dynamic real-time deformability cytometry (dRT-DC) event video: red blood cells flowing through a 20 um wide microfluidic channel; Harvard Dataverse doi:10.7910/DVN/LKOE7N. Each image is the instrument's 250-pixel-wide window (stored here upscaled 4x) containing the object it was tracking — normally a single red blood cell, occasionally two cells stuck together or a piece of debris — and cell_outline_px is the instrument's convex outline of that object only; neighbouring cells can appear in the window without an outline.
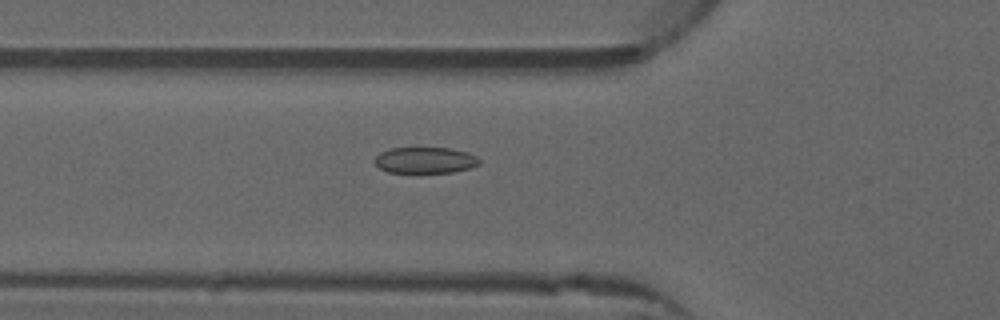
{"species": "common noctule bat (a hibernating species)", "species_latin": "Nyctalus noctula", "temperature_condition": "warm", "stored_images_in_passage": 41, "camera_frame_rate_fps": 3000, "um_per_image_px": 0.085, "animal": {"sex": "male", "forearm_length_mm": 52.5}, "frame": {"image": 1, "passage_image": 9, "time_ms": 2.667, "image_size_px": [1000, 320], "cell_outline_px": [[480, 164], [468, 168], [452, 172], [388, 172], [380, 168], [376, 164], [376, 156], [380, 152], [388, 148], [448, 148], [468, 152], [476, 156], [480, 160]], "centroid_in_image_um": [36.14, 13.61], "position_along_channel_um": 89.7, "area_um2": 15.78}}
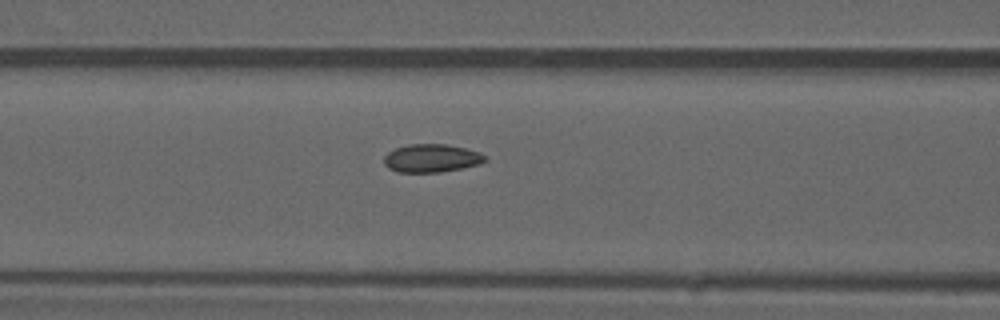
{"frame": {"image": 2, "passage_image": 12, "time_ms": 3.667, "image_size_px": [1000, 320], "cell_outline_px": [[488, 160], [480, 164], [440, 172], [396, 172], [388, 168], [384, 164], [384, 156], [388, 152], [396, 148], [408, 144], [448, 144], [480, 152]], "centroid_in_image_um": [36.66, 13.44], "position_along_channel_um": 129.9, "area_um2": 16.59}}
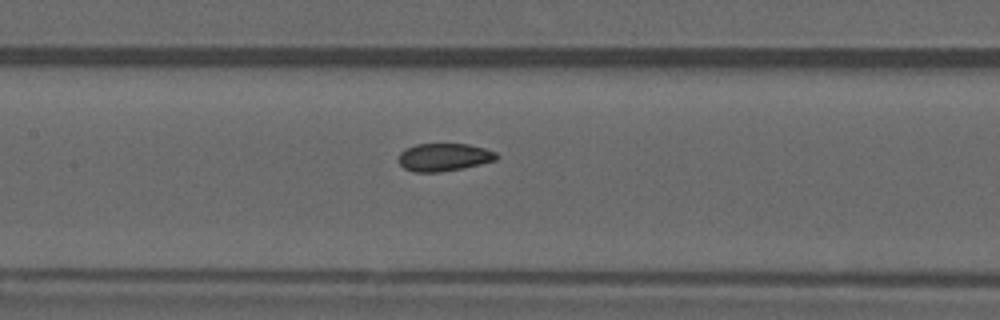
{"frame": {"image": 3, "passage_image": 15, "time_ms": 4.667, "image_size_px": [1000, 320], "cell_outline_px": [[500, 156], [496, 160], [464, 168], [440, 172], [412, 172], [404, 168], [400, 164], [400, 152], [416, 144], [468, 144], [484, 148], [496, 152]], "centroid_in_image_um": [37.77, 13.37], "position_along_channel_um": 169.6, "area_um2": 15.84}}